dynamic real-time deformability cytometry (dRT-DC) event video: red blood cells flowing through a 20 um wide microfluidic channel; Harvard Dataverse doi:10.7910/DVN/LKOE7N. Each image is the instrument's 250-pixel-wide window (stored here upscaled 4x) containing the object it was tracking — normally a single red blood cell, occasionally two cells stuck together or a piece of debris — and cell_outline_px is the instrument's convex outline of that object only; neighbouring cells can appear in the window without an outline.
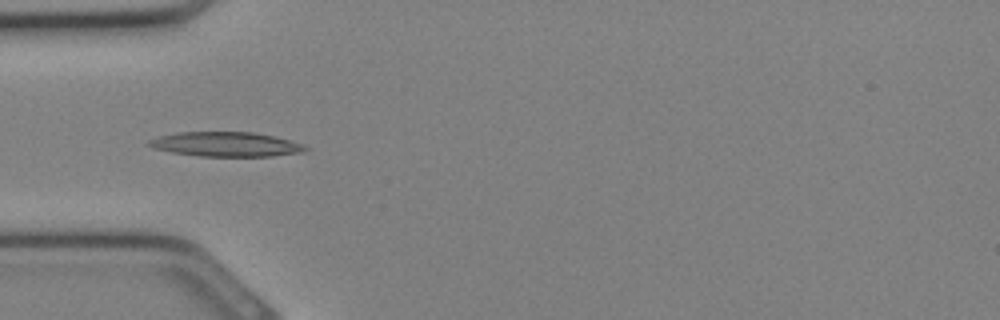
{"species": "Egyptian fruit bat (a non-hibernating species)", "species_latin": "Rousettus aegyptiacus", "temperature_condition": "cold", "stored_images_in_passage": 27, "camera_frame_rate_fps": 3000, "um_per_image_px": 0.085, "animal": {"sex": "female"}, "frame": {"image": 1, "passage_image": 4, "time_ms": 1.0, "image_size_px": [1000, 320], "cell_outline_px": [[312, 148], [304, 152], [272, 156], [200, 156], [172, 152], [152, 148], [144, 144], [148, 140], [160, 136], [176, 132], [252, 132], [276, 136], [304, 144]], "centroid_in_image_um": [19.23, 12.26], "position_along_channel_um": 65.8, "area_um2": 22.66}}
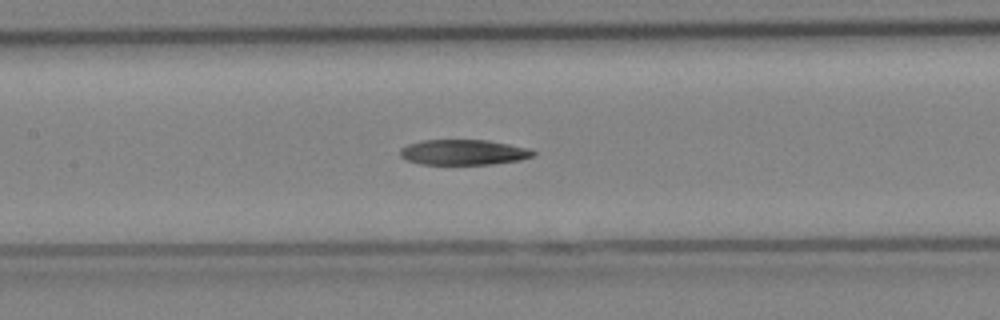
{"frame": {"image": 2, "passage_image": 9, "time_ms": 2.667, "image_size_px": [1000, 320], "cell_outline_px": [[536, 152], [532, 156], [520, 160], [492, 164], [420, 164], [404, 160], [400, 156], [400, 148], [408, 144], [424, 140], [488, 140], [528, 148]], "centroid_in_image_um": [39.36, 12.94], "position_along_channel_um": 168.0, "area_um2": 19.65}}
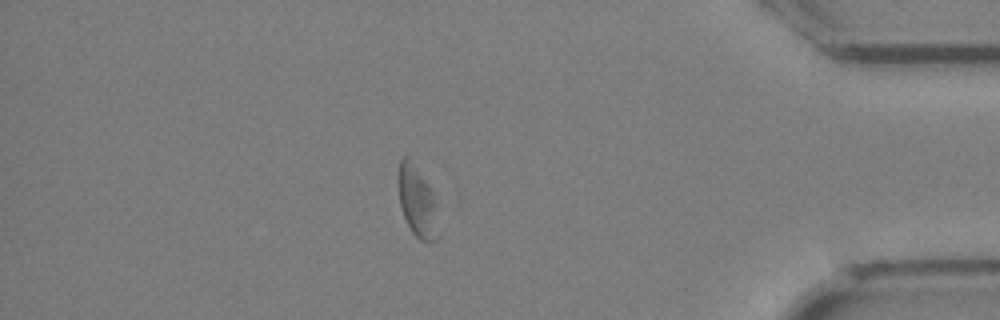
{"frame": {"image": 3, "passage_image": 22, "time_ms": 7.0, "image_size_px": [1000, 320], "cell_outline_px": [[440, 236], [436, 240], [420, 240], [412, 232], [404, 216], [400, 204], [396, 176], [400, 160], [404, 156], [408, 156], [428, 184], [432, 192]], "centroid_in_image_um": [35.43, 17.11], "position_along_channel_um": 399.8, "area_um2": 16.47}}